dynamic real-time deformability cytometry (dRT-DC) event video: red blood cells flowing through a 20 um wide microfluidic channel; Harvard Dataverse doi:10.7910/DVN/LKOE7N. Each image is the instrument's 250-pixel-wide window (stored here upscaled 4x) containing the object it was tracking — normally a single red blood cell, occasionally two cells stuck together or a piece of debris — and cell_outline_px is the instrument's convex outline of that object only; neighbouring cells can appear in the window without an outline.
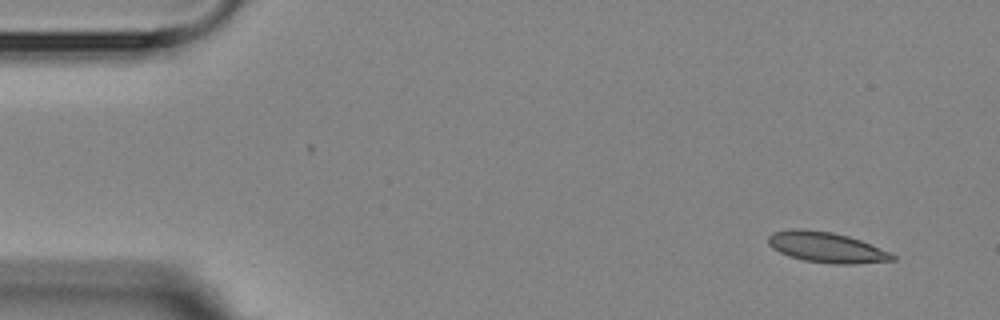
{"species": "Egyptian fruit bat (a non-hibernating species)", "species_latin": "Rousettus aegyptiacus", "temperature_condition": "room temperature", "stored_images_in_passage": 4, "camera_frame_rate_fps": 3000, "um_per_image_px": 0.085, "animal": {"sex": "female"}, "frame": {"image": 1, "passage_image": 1, "time_ms": 0.0, "image_size_px": [1000, 320], "cell_outline_px": [[896, 260], [852, 264], [836, 264], [804, 260], [788, 256], [772, 248], [768, 244], [768, 236], [772, 232], [788, 228], [804, 228], [832, 232], [848, 236], [860, 240], [892, 252], [896, 256]], "centroid_in_image_um": [70.23, 21.0], "position_along_channel_um": 14.8, "area_um2": 22.31}}
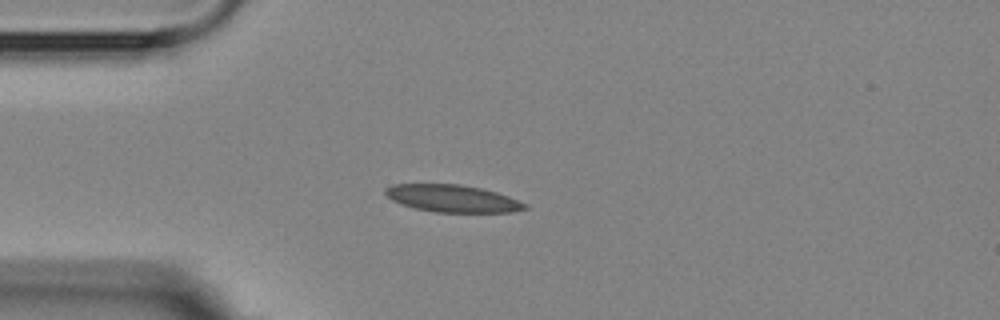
{"frame": {"image": 2, "passage_image": 4, "time_ms": 3.333, "image_size_px": [1000, 320], "cell_outline_px": [[528, 208], [512, 212], [436, 212], [416, 208], [400, 204], [392, 200], [384, 192], [384, 188], [392, 184], [460, 184], [480, 188], [496, 192], [508, 196], [528, 204]], "centroid_in_image_um": [38.46, 16.87], "position_along_channel_um": 46.5, "area_um2": 22.14}}